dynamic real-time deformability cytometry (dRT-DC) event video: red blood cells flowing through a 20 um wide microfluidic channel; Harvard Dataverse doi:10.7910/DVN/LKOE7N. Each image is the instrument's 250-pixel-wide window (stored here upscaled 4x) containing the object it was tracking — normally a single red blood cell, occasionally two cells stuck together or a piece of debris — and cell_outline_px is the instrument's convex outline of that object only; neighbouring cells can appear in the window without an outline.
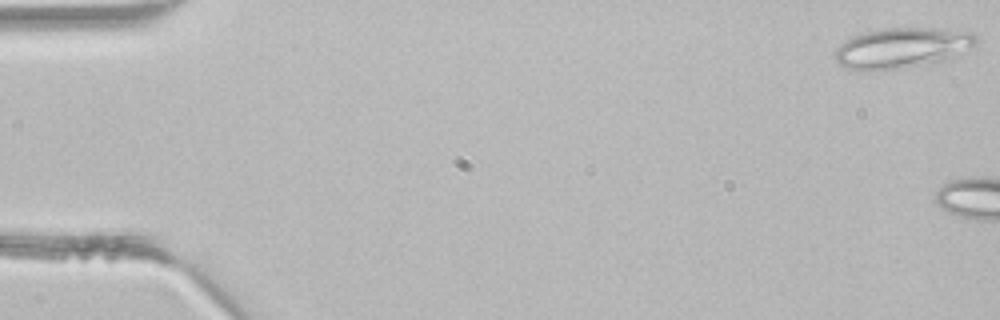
{"species": "common noctule bat (a hibernating species)", "species_latin": "Nyctalus noctula", "temperature_condition": "room temperature", "stored_images_in_passage": 3, "camera_frame_rate_fps": 3000, "um_per_image_px": 0.085, "animal": {"sex": "male", "body_mass_g": 21.5, "forearm_length_mm": 52.0}, "frame": {"image": 1, "passage_image": 1, "time_ms": 0.0, "image_size_px": [1000, 320], "cell_outline_px": [[976, 40], [972, 44], [940, 64], [868, 72], [848, 68], [840, 64], [836, 60], [836, 48], [848, 36], [888, 28], [932, 28], [976, 32]], "centroid_in_image_um": [76.63, 4.1], "position_along_channel_um": 8.4, "area_um2": 33.47}}